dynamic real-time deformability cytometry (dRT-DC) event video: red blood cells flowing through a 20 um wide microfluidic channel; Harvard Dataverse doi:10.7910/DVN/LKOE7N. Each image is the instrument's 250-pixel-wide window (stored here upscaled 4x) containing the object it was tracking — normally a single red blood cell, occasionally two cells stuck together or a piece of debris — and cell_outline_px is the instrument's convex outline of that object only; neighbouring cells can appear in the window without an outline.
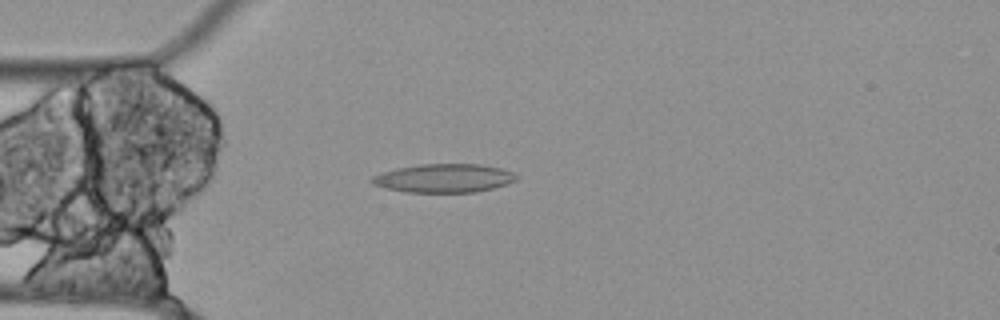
{"species": "Egyptian fruit bat (a non-hibernating species)", "species_latin": "Rousettus aegyptiacus", "temperature_condition": "cold", "stored_images_in_passage": 11, "camera_frame_rate_fps": 3000, "um_per_image_px": 0.085, "animal": {"sex": "female"}, "frame": {"image": 1, "passage_image": 3, "time_ms": 0.667, "image_size_px": [1000, 320], "cell_outline_px": [[516, 180], [508, 184], [476, 192], [404, 192], [384, 188], [372, 184], [368, 180], [372, 176], [396, 168], [420, 164], [480, 164], [500, 168], [512, 172], [516, 176]], "centroid_in_image_um": [37.69, 15.15], "position_along_channel_um": 47.3, "area_um2": 24.1}}
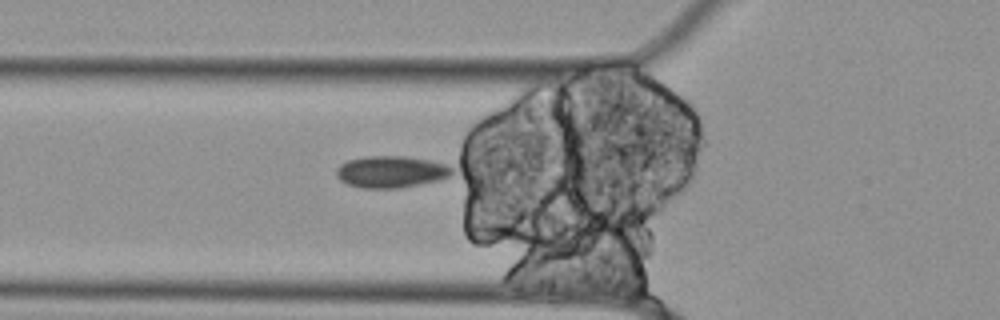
{"frame": {"image": 2, "passage_image": 7, "time_ms": 2.0, "image_size_px": [1000, 320], "cell_outline_px": [[456, 172], [452, 176], [440, 180], [400, 188], [364, 188], [348, 184], [340, 180], [336, 176], [336, 168], [340, 164], [348, 160], [368, 156], [404, 156], [428, 160], [448, 164], [456, 168]], "centroid_in_image_um": [33.31, 14.6], "position_along_channel_um": 92.5, "area_um2": 21.73}}
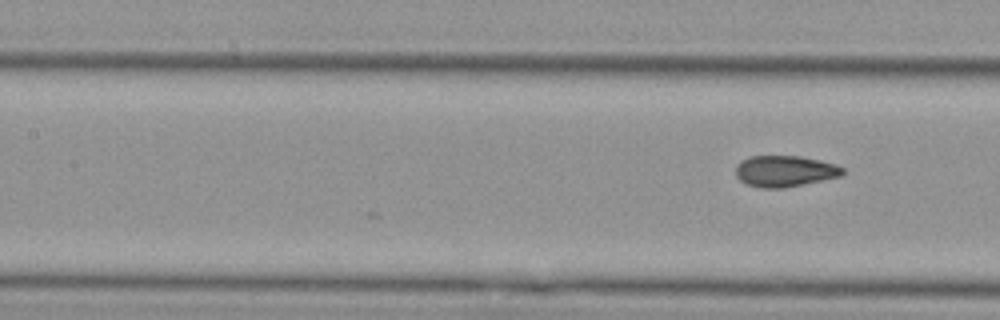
{"frame": {"image": 3, "passage_image": 11, "time_ms": 3.333, "image_size_px": [1000, 320], "cell_outline_px": [[844, 172], [840, 176], [784, 188], [760, 188], [748, 184], [740, 180], [736, 176], [736, 164], [740, 160], [748, 156], [800, 156], [820, 160], [836, 164], [844, 168]], "centroid_in_image_um": [66.68, 14.53], "position_along_channel_um": 140.7, "area_um2": 19.48}}